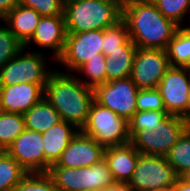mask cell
Wrapping results in <instances>:
<instances>
[{
	"mask_svg": "<svg viewBox=\"0 0 190 191\" xmlns=\"http://www.w3.org/2000/svg\"><path fill=\"white\" fill-rule=\"evenodd\" d=\"M137 48L166 49L179 27L151 0H134L122 6V18Z\"/></svg>",
	"mask_w": 190,
	"mask_h": 191,
	"instance_id": "obj_1",
	"label": "cell"
},
{
	"mask_svg": "<svg viewBox=\"0 0 190 191\" xmlns=\"http://www.w3.org/2000/svg\"><path fill=\"white\" fill-rule=\"evenodd\" d=\"M43 97L54 107L62 120L81 130L94 101V89L82 83L75 73L54 68L44 86Z\"/></svg>",
	"mask_w": 190,
	"mask_h": 191,
	"instance_id": "obj_2",
	"label": "cell"
},
{
	"mask_svg": "<svg viewBox=\"0 0 190 191\" xmlns=\"http://www.w3.org/2000/svg\"><path fill=\"white\" fill-rule=\"evenodd\" d=\"M63 15L67 34H75L115 25L122 7L114 0H67Z\"/></svg>",
	"mask_w": 190,
	"mask_h": 191,
	"instance_id": "obj_3",
	"label": "cell"
},
{
	"mask_svg": "<svg viewBox=\"0 0 190 191\" xmlns=\"http://www.w3.org/2000/svg\"><path fill=\"white\" fill-rule=\"evenodd\" d=\"M47 174L58 191H102L116 183L104 158L90 167H49Z\"/></svg>",
	"mask_w": 190,
	"mask_h": 191,
	"instance_id": "obj_4",
	"label": "cell"
},
{
	"mask_svg": "<svg viewBox=\"0 0 190 191\" xmlns=\"http://www.w3.org/2000/svg\"><path fill=\"white\" fill-rule=\"evenodd\" d=\"M49 58L51 60V57L44 52L23 47L0 69V86H10L22 82L46 84L48 77L54 70L49 67L51 66L48 63V61L50 62Z\"/></svg>",
	"mask_w": 190,
	"mask_h": 191,
	"instance_id": "obj_5",
	"label": "cell"
},
{
	"mask_svg": "<svg viewBox=\"0 0 190 191\" xmlns=\"http://www.w3.org/2000/svg\"><path fill=\"white\" fill-rule=\"evenodd\" d=\"M93 137L104 148L130 142L128 121L95 100L92 102L85 125L80 130Z\"/></svg>",
	"mask_w": 190,
	"mask_h": 191,
	"instance_id": "obj_6",
	"label": "cell"
},
{
	"mask_svg": "<svg viewBox=\"0 0 190 191\" xmlns=\"http://www.w3.org/2000/svg\"><path fill=\"white\" fill-rule=\"evenodd\" d=\"M186 129V118L168 114L159 121L155 131H139L131 138L130 143L141 154L166 156Z\"/></svg>",
	"mask_w": 190,
	"mask_h": 191,
	"instance_id": "obj_7",
	"label": "cell"
},
{
	"mask_svg": "<svg viewBox=\"0 0 190 191\" xmlns=\"http://www.w3.org/2000/svg\"><path fill=\"white\" fill-rule=\"evenodd\" d=\"M178 178L165 156L140 154L127 185L133 191H152L161 187L175 186Z\"/></svg>",
	"mask_w": 190,
	"mask_h": 191,
	"instance_id": "obj_8",
	"label": "cell"
},
{
	"mask_svg": "<svg viewBox=\"0 0 190 191\" xmlns=\"http://www.w3.org/2000/svg\"><path fill=\"white\" fill-rule=\"evenodd\" d=\"M103 30H90L67 34L62 55L56 63L65 68L63 72L74 73L88 59L99 58L103 54Z\"/></svg>",
	"mask_w": 190,
	"mask_h": 191,
	"instance_id": "obj_9",
	"label": "cell"
},
{
	"mask_svg": "<svg viewBox=\"0 0 190 191\" xmlns=\"http://www.w3.org/2000/svg\"><path fill=\"white\" fill-rule=\"evenodd\" d=\"M138 92V87L130 77L114 79L94 89V100L129 121L137 112Z\"/></svg>",
	"mask_w": 190,
	"mask_h": 191,
	"instance_id": "obj_10",
	"label": "cell"
},
{
	"mask_svg": "<svg viewBox=\"0 0 190 191\" xmlns=\"http://www.w3.org/2000/svg\"><path fill=\"white\" fill-rule=\"evenodd\" d=\"M157 89L169 114L189 118L190 68L171 66Z\"/></svg>",
	"mask_w": 190,
	"mask_h": 191,
	"instance_id": "obj_11",
	"label": "cell"
},
{
	"mask_svg": "<svg viewBox=\"0 0 190 191\" xmlns=\"http://www.w3.org/2000/svg\"><path fill=\"white\" fill-rule=\"evenodd\" d=\"M170 67L165 49L137 48L130 78L138 89L157 88Z\"/></svg>",
	"mask_w": 190,
	"mask_h": 191,
	"instance_id": "obj_12",
	"label": "cell"
},
{
	"mask_svg": "<svg viewBox=\"0 0 190 191\" xmlns=\"http://www.w3.org/2000/svg\"><path fill=\"white\" fill-rule=\"evenodd\" d=\"M5 151L28 173H45L42 133L25 129Z\"/></svg>",
	"mask_w": 190,
	"mask_h": 191,
	"instance_id": "obj_13",
	"label": "cell"
},
{
	"mask_svg": "<svg viewBox=\"0 0 190 191\" xmlns=\"http://www.w3.org/2000/svg\"><path fill=\"white\" fill-rule=\"evenodd\" d=\"M66 35L64 16H42L33 36L24 47L30 49V46L35 44L40 49L34 51L43 53L45 50H50L49 56L56 62L63 53Z\"/></svg>",
	"mask_w": 190,
	"mask_h": 191,
	"instance_id": "obj_14",
	"label": "cell"
},
{
	"mask_svg": "<svg viewBox=\"0 0 190 191\" xmlns=\"http://www.w3.org/2000/svg\"><path fill=\"white\" fill-rule=\"evenodd\" d=\"M105 148L80 130L72 138L61 157L50 167H90L103 159Z\"/></svg>",
	"mask_w": 190,
	"mask_h": 191,
	"instance_id": "obj_15",
	"label": "cell"
},
{
	"mask_svg": "<svg viewBox=\"0 0 190 191\" xmlns=\"http://www.w3.org/2000/svg\"><path fill=\"white\" fill-rule=\"evenodd\" d=\"M45 85L22 82L10 86H0L1 110L24 114L43 98Z\"/></svg>",
	"mask_w": 190,
	"mask_h": 191,
	"instance_id": "obj_16",
	"label": "cell"
},
{
	"mask_svg": "<svg viewBox=\"0 0 190 191\" xmlns=\"http://www.w3.org/2000/svg\"><path fill=\"white\" fill-rule=\"evenodd\" d=\"M140 152L129 142L124 145L106 147L105 159L116 183H128L136 168Z\"/></svg>",
	"mask_w": 190,
	"mask_h": 191,
	"instance_id": "obj_17",
	"label": "cell"
},
{
	"mask_svg": "<svg viewBox=\"0 0 190 191\" xmlns=\"http://www.w3.org/2000/svg\"><path fill=\"white\" fill-rule=\"evenodd\" d=\"M78 131L79 129L73 124L62 120L57 125H54L49 130L42 133L45 155V173H47L49 167L52 164H55L61 157V154Z\"/></svg>",
	"mask_w": 190,
	"mask_h": 191,
	"instance_id": "obj_18",
	"label": "cell"
},
{
	"mask_svg": "<svg viewBox=\"0 0 190 191\" xmlns=\"http://www.w3.org/2000/svg\"><path fill=\"white\" fill-rule=\"evenodd\" d=\"M41 17L34 9L18 4L1 21L25 45L33 36Z\"/></svg>",
	"mask_w": 190,
	"mask_h": 191,
	"instance_id": "obj_19",
	"label": "cell"
},
{
	"mask_svg": "<svg viewBox=\"0 0 190 191\" xmlns=\"http://www.w3.org/2000/svg\"><path fill=\"white\" fill-rule=\"evenodd\" d=\"M136 51L137 47L131 39L120 49L109 51L105 60L106 82L130 77Z\"/></svg>",
	"mask_w": 190,
	"mask_h": 191,
	"instance_id": "obj_20",
	"label": "cell"
},
{
	"mask_svg": "<svg viewBox=\"0 0 190 191\" xmlns=\"http://www.w3.org/2000/svg\"><path fill=\"white\" fill-rule=\"evenodd\" d=\"M23 116L25 128L39 133L49 130L62 121L58 112L44 97L25 112Z\"/></svg>",
	"mask_w": 190,
	"mask_h": 191,
	"instance_id": "obj_21",
	"label": "cell"
},
{
	"mask_svg": "<svg viewBox=\"0 0 190 191\" xmlns=\"http://www.w3.org/2000/svg\"><path fill=\"white\" fill-rule=\"evenodd\" d=\"M165 50L171 66L190 68V25L180 26Z\"/></svg>",
	"mask_w": 190,
	"mask_h": 191,
	"instance_id": "obj_22",
	"label": "cell"
},
{
	"mask_svg": "<svg viewBox=\"0 0 190 191\" xmlns=\"http://www.w3.org/2000/svg\"><path fill=\"white\" fill-rule=\"evenodd\" d=\"M28 172L5 150H0V191H11Z\"/></svg>",
	"mask_w": 190,
	"mask_h": 191,
	"instance_id": "obj_23",
	"label": "cell"
},
{
	"mask_svg": "<svg viewBox=\"0 0 190 191\" xmlns=\"http://www.w3.org/2000/svg\"><path fill=\"white\" fill-rule=\"evenodd\" d=\"M165 157L179 177L190 170V132L187 129Z\"/></svg>",
	"mask_w": 190,
	"mask_h": 191,
	"instance_id": "obj_24",
	"label": "cell"
},
{
	"mask_svg": "<svg viewBox=\"0 0 190 191\" xmlns=\"http://www.w3.org/2000/svg\"><path fill=\"white\" fill-rule=\"evenodd\" d=\"M105 60L106 56L104 54H99V58L88 59L74 73H76L78 79L82 83L95 89L97 86L106 83ZM79 74L86 79L84 77L81 78Z\"/></svg>",
	"mask_w": 190,
	"mask_h": 191,
	"instance_id": "obj_25",
	"label": "cell"
},
{
	"mask_svg": "<svg viewBox=\"0 0 190 191\" xmlns=\"http://www.w3.org/2000/svg\"><path fill=\"white\" fill-rule=\"evenodd\" d=\"M23 114L0 112V150L6 148L25 130Z\"/></svg>",
	"mask_w": 190,
	"mask_h": 191,
	"instance_id": "obj_26",
	"label": "cell"
},
{
	"mask_svg": "<svg viewBox=\"0 0 190 191\" xmlns=\"http://www.w3.org/2000/svg\"><path fill=\"white\" fill-rule=\"evenodd\" d=\"M158 10L178 26H185L186 17L190 18V0H151ZM187 19L188 21L190 19ZM190 24V21L187 23Z\"/></svg>",
	"mask_w": 190,
	"mask_h": 191,
	"instance_id": "obj_27",
	"label": "cell"
},
{
	"mask_svg": "<svg viewBox=\"0 0 190 191\" xmlns=\"http://www.w3.org/2000/svg\"><path fill=\"white\" fill-rule=\"evenodd\" d=\"M169 113L167 111H137L128 121L129 135L132 138L139 131H155L159 121Z\"/></svg>",
	"mask_w": 190,
	"mask_h": 191,
	"instance_id": "obj_28",
	"label": "cell"
},
{
	"mask_svg": "<svg viewBox=\"0 0 190 191\" xmlns=\"http://www.w3.org/2000/svg\"><path fill=\"white\" fill-rule=\"evenodd\" d=\"M130 39L126 23L121 19L115 25L103 30V54L120 49Z\"/></svg>",
	"mask_w": 190,
	"mask_h": 191,
	"instance_id": "obj_29",
	"label": "cell"
},
{
	"mask_svg": "<svg viewBox=\"0 0 190 191\" xmlns=\"http://www.w3.org/2000/svg\"><path fill=\"white\" fill-rule=\"evenodd\" d=\"M1 23L0 20V69L24 47L8 27Z\"/></svg>",
	"mask_w": 190,
	"mask_h": 191,
	"instance_id": "obj_30",
	"label": "cell"
},
{
	"mask_svg": "<svg viewBox=\"0 0 190 191\" xmlns=\"http://www.w3.org/2000/svg\"><path fill=\"white\" fill-rule=\"evenodd\" d=\"M11 191H58L47 173H28Z\"/></svg>",
	"mask_w": 190,
	"mask_h": 191,
	"instance_id": "obj_31",
	"label": "cell"
},
{
	"mask_svg": "<svg viewBox=\"0 0 190 191\" xmlns=\"http://www.w3.org/2000/svg\"><path fill=\"white\" fill-rule=\"evenodd\" d=\"M136 107L137 111H166L163 99L157 88L139 89Z\"/></svg>",
	"mask_w": 190,
	"mask_h": 191,
	"instance_id": "obj_32",
	"label": "cell"
},
{
	"mask_svg": "<svg viewBox=\"0 0 190 191\" xmlns=\"http://www.w3.org/2000/svg\"><path fill=\"white\" fill-rule=\"evenodd\" d=\"M19 4L34 9L41 16H64L63 0H20Z\"/></svg>",
	"mask_w": 190,
	"mask_h": 191,
	"instance_id": "obj_33",
	"label": "cell"
},
{
	"mask_svg": "<svg viewBox=\"0 0 190 191\" xmlns=\"http://www.w3.org/2000/svg\"><path fill=\"white\" fill-rule=\"evenodd\" d=\"M19 3L20 0H0V20Z\"/></svg>",
	"mask_w": 190,
	"mask_h": 191,
	"instance_id": "obj_34",
	"label": "cell"
},
{
	"mask_svg": "<svg viewBox=\"0 0 190 191\" xmlns=\"http://www.w3.org/2000/svg\"><path fill=\"white\" fill-rule=\"evenodd\" d=\"M102 191H133L126 183H115Z\"/></svg>",
	"mask_w": 190,
	"mask_h": 191,
	"instance_id": "obj_35",
	"label": "cell"
},
{
	"mask_svg": "<svg viewBox=\"0 0 190 191\" xmlns=\"http://www.w3.org/2000/svg\"><path fill=\"white\" fill-rule=\"evenodd\" d=\"M175 191H190V184L179 177L175 184Z\"/></svg>",
	"mask_w": 190,
	"mask_h": 191,
	"instance_id": "obj_36",
	"label": "cell"
},
{
	"mask_svg": "<svg viewBox=\"0 0 190 191\" xmlns=\"http://www.w3.org/2000/svg\"><path fill=\"white\" fill-rule=\"evenodd\" d=\"M152 191H175V186L161 187V188L154 189Z\"/></svg>",
	"mask_w": 190,
	"mask_h": 191,
	"instance_id": "obj_37",
	"label": "cell"
},
{
	"mask_svg": "<svg viewBox=\"0 0 190 191\" xmlns=\"http://www.w3.org/2000/svg\"><path fill=\"white\" fill-rule=\"evenodd\" d=\"M181 178L186 181L188 184H190V170L187 171L185 174L181 176Z\"/></svg>",
	"mask_w": 190,
	"mask_h": 191,
	"instance_id": "obj_38",
	"label": "cell"
},
{
	"mask_svg": "<svg viewBox=\"0 0 190 191\" xmlns=\"http://www.w3.org/2000/svg\"><path fill=\"white\" fill-rule=\"evenodd\" d=\"M114 1H116L122 7L123 5L128 4L134 0H114Z\"/></svg>",
	"mask_w": 190,
	"mask_h": 191,
	"instance_id": "obj_39",
	"label": "cell"
},
{
	"mask_svg": "<svg viewBox=\"0 0 190 191\" xmlns=\"http://www.w3.org/2000/svg\"><path fill=\"white\" fill-rule=\"evenodd\" d=\"M187 130L190 132V118L187 119Z\"/></svg>",
	"mask_w": 190,
	"mask_h": 191,
	"instance_id": "obj_40",
	"label": "cell"
},
{
	"mask_svg": "<svg viewBox=\"0 0 190 191\" xmlns=\"http://www.w3.org/2000/svg\"><path fill=\"white\" fill-rule=\"evenodd\" d=\"M189 118H190V100H189Z\"/></svg>",
	"mask_w": 190,
	"mask_h": 191,
	"instance_id": "obj_41",
	"label": "cell"
}]
</instances>
